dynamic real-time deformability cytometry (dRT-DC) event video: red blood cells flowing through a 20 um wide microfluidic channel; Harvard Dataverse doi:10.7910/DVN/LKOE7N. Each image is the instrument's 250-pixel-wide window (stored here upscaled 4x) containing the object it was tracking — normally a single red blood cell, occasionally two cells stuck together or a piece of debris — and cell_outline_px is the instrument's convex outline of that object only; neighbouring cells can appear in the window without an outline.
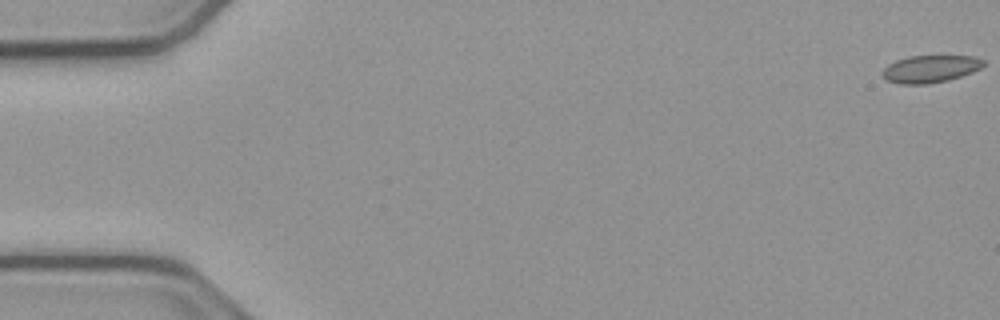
{"species": "common noctule bat (a hibernating species)", "species_latin": "Nyctalus noctula", "temperature_condition": "cold", "stored_images_in_passage": 55, "camera_frame_rate_fps": 3000, "um_per_image_px": 0.085, "animal": {"sex": "male", "body_mass_g": 23.1, "forearm_length_mm": 52.7}, "frame": {"image": 1, "passage_image": 1, "time_ms": 0.0, "image_size_px": [1000, 320], "cell_outline_px": [[984, 64], [980, 68], [972, 72], [948, 80], [928, 84], [900, 84], [888, 80], [880, 72], [888, 64], [896, 60], [908, 56], [976, 56], [984, 60]], "centroid_in_image_um": [79.07, 5.85], "position_along_channel_um": 5.9, "area_um2": 16.07}}
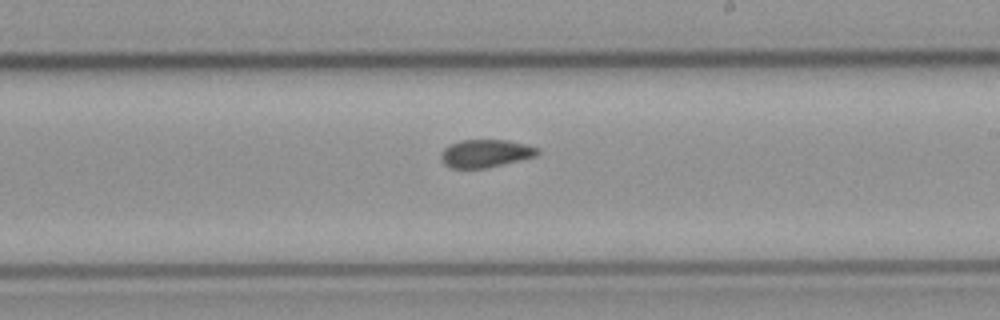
{"frame": {"image": 2, "passage_image": 32, "time_ms": 10.333, "image_size_px": [1000, 320], "cell_outline_px": [[540, 152], [536, 156], [484, 168], [452, 168], [444, 164], [440, 160], [440, 152], [448, 144], [460, 140], [508, 140], [540, 148]], "centroid_in_image_um": [41.22, 13.03], "position_along_channel_um": 247.8, "area_um2": 15.72}}
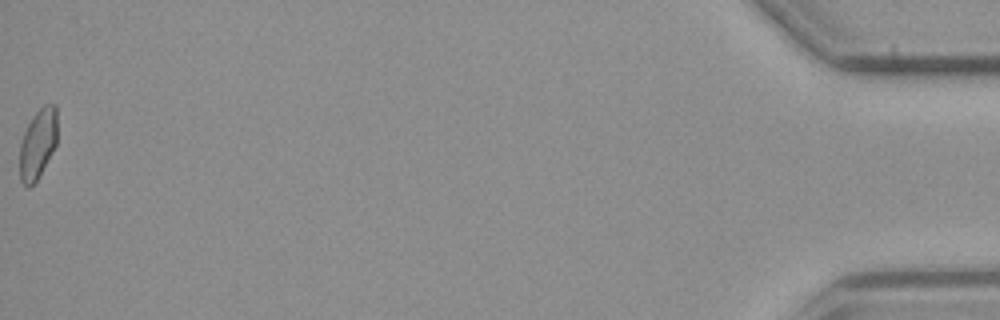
{"frame": {"image": 3, "passage_image": 55, "time_ms": 18.0, "image_size_px": [1000, 320], "cell_outline_px": [[56, 144], [36, 180], [28, 188], [20, 180], [20, 144], [24, 132], [28, 124], [36, 112], [44, 104], [56, 104]], "centroid_in_image_um": [3.2, 12.2], "position_along_channel_um": 432.0, "area_um2": 14.91}, "authors_computed_cell_mechanics": {"area_um2": 16.1262, "velocity_mm_per_s": 3.8144, "shape_relaxation_time_tau1_ms": null, "shape_relaxation_time_tau2_ms": 1.954, "deformation_change_tau1": null, "deformation_change_tau2": 0.0685}}